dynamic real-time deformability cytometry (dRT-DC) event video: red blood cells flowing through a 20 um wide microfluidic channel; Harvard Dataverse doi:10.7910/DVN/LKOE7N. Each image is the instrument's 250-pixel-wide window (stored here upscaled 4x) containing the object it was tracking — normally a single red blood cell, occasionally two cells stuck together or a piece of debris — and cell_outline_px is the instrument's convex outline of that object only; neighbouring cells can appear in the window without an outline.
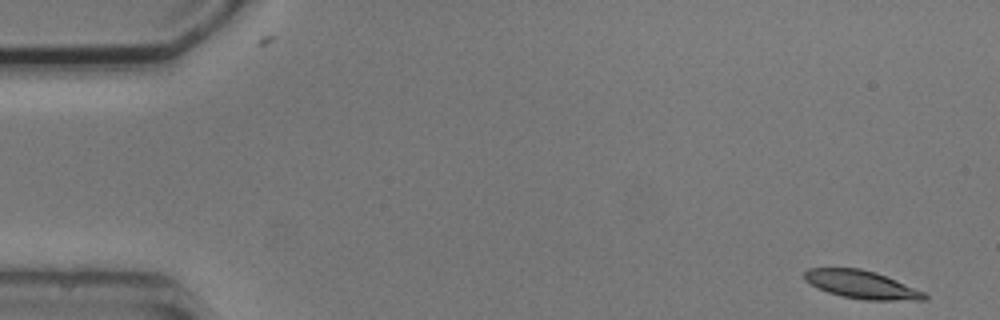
{"species": "common noctule bat (a hibernating species)", "species_latin": "Nyctalus noctula", "temperature_condition": "cold", "stored_images_in_passage": 5, "camera_frame_rate_fps": 3000, "um_per_image_px": 0.085, "animal": {"sex": "male", "body_mass_g": 20.5, "forearm_length_mm": 52.5}, "frame": {"image": 1, "passage_image": 1, "time_ms": 0.0, "image_size_px": [1000, 320], "cell_outline_px": [[928, 300], [864, 300], [840, 296], [816, 288], [804, 280], [804, 272], [808, 268], [860, 268], [876, 272], [896, 280], [924, 292], [928, 296]], "centroid_in_image_um": [73.21, 24.19], "position_along_channel_um": 11.8, "area_um2": 19.71}}